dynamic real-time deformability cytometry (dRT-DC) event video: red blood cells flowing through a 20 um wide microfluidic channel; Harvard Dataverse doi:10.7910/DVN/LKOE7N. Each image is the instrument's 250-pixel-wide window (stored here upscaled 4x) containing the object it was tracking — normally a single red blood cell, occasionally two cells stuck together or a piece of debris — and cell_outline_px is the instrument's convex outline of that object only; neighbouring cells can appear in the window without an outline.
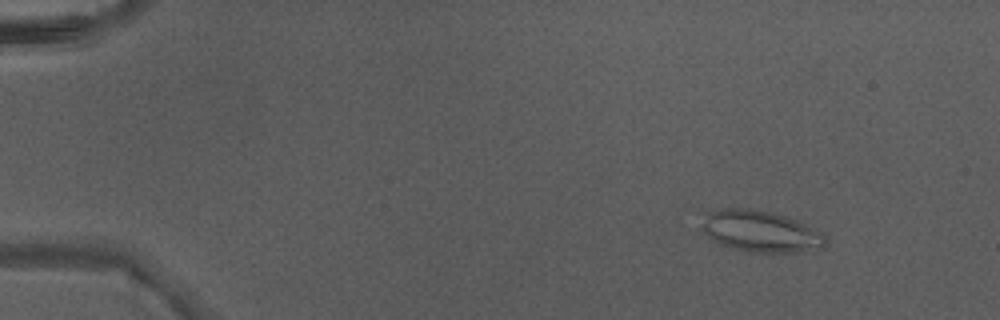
{"species": "Egyptian fruit bat (a non-hibernating species)", "species_latin": "Rousettus aegyptiacus", "temperature_condition": "warm", "stored_images_in_passage": 6, "camera_frame_rate_fps": 3000, "um_per_image_px": 0.085, "animal": {"sex": "male"}, "frame": {"image": 1, "passage_image": 2, "time_ms": 0.333, "image_size_px": [1000, 320], "cell_outline_px": [[828, 244], [824, 248], [796, 252], [756, 252], [732, 248], [720, 244], [712, 240], [700, 228], [708, 212], [720, 208], [748, 208], [768, 212], [784, 216], [796, 220], [820, 232], [828, 240]], "centroid_in_image_um": [64.65, 19.67], "position_along_channel_um": 20.4, "area_um2": 29.65}}
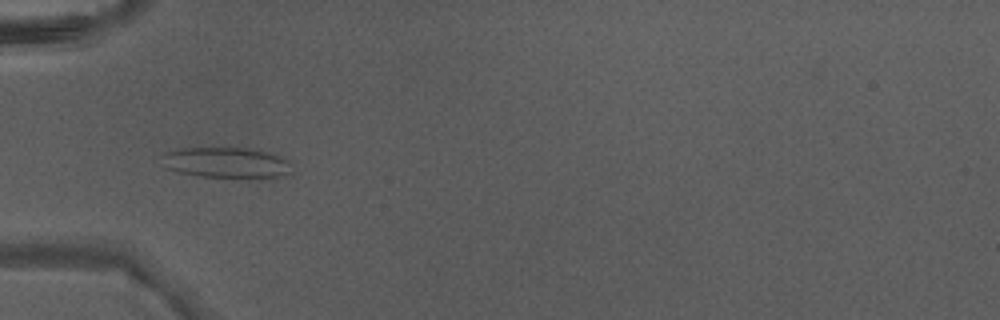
{"frame": {"image": 2, "passage_image": 5, "time_ms": 1.333, "image_size_px": [1000, 320], "cell_outline_px": [[292, 176], [264, 180], [248, 180], [196, 176], [164, 168], [164, 152], [180, 148], [248, 148], [272, 152], [288, 160], [292, 172]], "centroid_in_image_um": [19.39, 13.89], "position_along_channel_um": 65.6, "area_um2": 24.57}}